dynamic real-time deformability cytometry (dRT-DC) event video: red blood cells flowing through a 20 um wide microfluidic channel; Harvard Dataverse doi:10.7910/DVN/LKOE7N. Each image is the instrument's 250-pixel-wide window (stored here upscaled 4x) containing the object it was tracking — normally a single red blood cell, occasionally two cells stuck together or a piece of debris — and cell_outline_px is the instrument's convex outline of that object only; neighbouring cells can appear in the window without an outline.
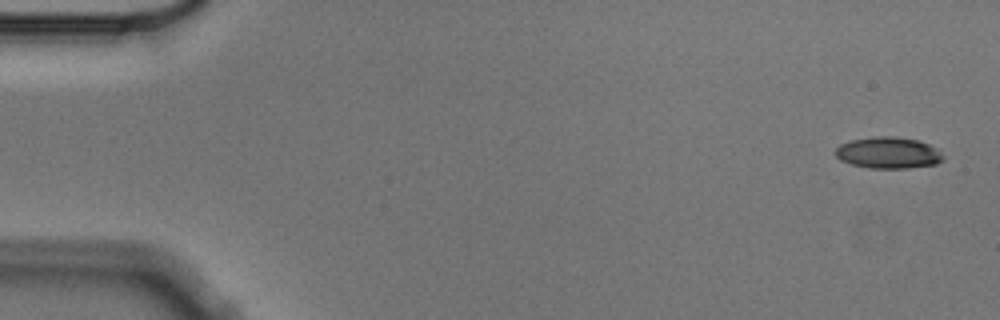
{"species": "Egyptian fruit bat (a non-hibernating species)", "species_latin": "Rousettus aegyptiacus", "temperature_condition": "cold", "stored_images_in_passage": 4, "camera_frame_rate_fps": 3000, "um_per_image_px": 0.085, "animal": {"sex": "male"}, "frame": {"image": 1, "passage_image": 1, "time_ms": 0.0, "image_size_px": [1000, 320], "cell_outline_px": [[944, 160], [936, 164], [908, 168], [872, 168], [852, 164], [840, 160], [836, 156], [836, 148], [840, 144], [852, 140], [876, 136], [896, 136], [916, 140], [928, 144], [936, 148], [944, 156]], "centroid_in_image_um": [75.52, 12.98], "position_along_channel_um": 9.5, "area_um2": 19.65}}
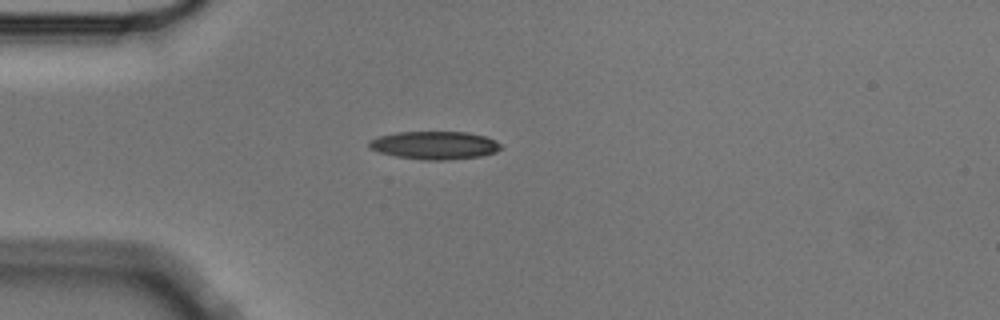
{"frame": {"image": 2, "passage_image": 4, "time_ms": 1.0, "image_size_px": [1000, 320], "cell_outline_px": [[500, 148], [496, 152], [480, 156], [444, 160], [424, 160], [396, 156], [380, 152], [368, 148], [368, 140], [380, 136], [396, 132], [468, 132], [484, 136], [500, 144]], "centroid_in_image_um": [36.89, 12.34], "position_along_channel_um": 48.1, "area_um2": 21.33}}